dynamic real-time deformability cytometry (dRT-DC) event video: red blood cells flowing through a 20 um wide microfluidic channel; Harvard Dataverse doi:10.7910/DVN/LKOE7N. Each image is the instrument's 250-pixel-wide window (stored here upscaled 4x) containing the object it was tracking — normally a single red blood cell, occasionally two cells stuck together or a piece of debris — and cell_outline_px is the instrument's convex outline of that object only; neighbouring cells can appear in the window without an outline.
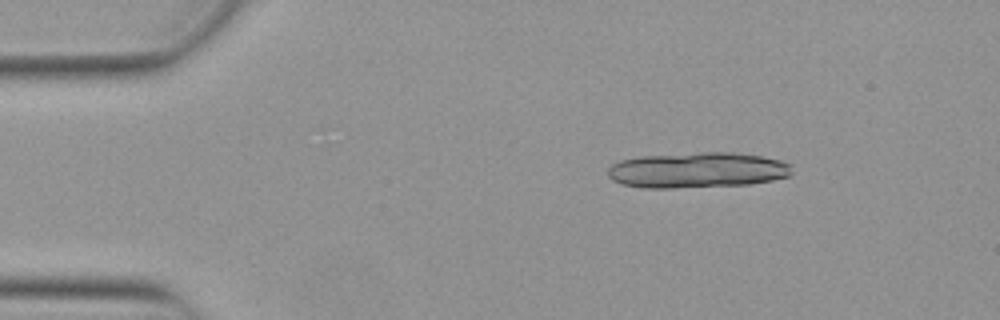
{"species": "Egyptian fruit bat (a non-hibernating species)", "species_latin": "Rousettus aegyptiacus", "temperature_condition": "warm", "stored_images_in_passage": 47, "segment_of_instrument_passage": [1, 2], "camera_frame_rate_fps": 3000, "um_per_image_px": 0.085, "animal": {"sex": "female"}, "frame": {"image": 1, "passage_image": 3, "time_ms": 0.667, "image_size_px": [1000, 320], "cell_outline_px": [[792, 172], [788, 176], [772, 180], [748, 184], [672, 188], [644, 188], [620, 184], [612, 180], [608, 176], [608, 168], [612, 164], [620, 160], [640, 156], [704, 152], [732, 152], [760, 156], [780, 160], [792, 164]], "centroid_in_image_um": [59.25, 14.46], "position_along_channel_um": 25.7, "area_um2": 38.26}}